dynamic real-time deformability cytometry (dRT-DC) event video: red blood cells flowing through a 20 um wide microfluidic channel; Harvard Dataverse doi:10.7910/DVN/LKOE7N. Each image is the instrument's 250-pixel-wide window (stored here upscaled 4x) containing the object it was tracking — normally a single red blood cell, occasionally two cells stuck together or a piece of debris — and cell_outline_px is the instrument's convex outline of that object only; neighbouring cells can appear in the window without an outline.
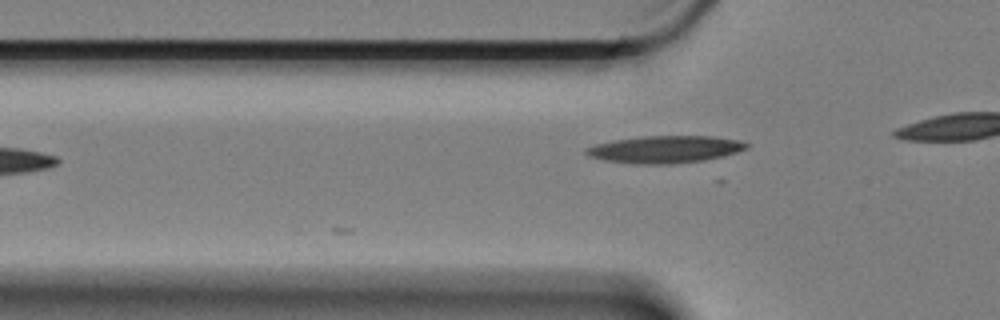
{"species": "Egyptian fruit bat (a non-hibernating species)", "species_latin": "Rousettus aegyptiacus", "temperature_condition": "cold", "stored_images_in_passage": 9, "camera_frame_rate_fps": 3000, "um_per_image_px": 0.085, "animal": {"sex": "female"}, "frame": {"image": 1, "passage_image": 7, "time_ms": 2.0, "image_size_px": [1000, 320], "cell_outline_px": [[752, 144], [748, 148], [724, 156], [704, 160], [672, 164], [636, 164], [604, 160], [588, 156], [584, 152], [584, 148], [596, 144], [612, 140], [644, 136], [712, 136], [740, 140]], "centroid_in_image_um": [56.54, 12.69], "position_along_channel_um": 69.3, "area_um2": 25.66}}